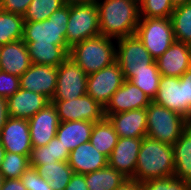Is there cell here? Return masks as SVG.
I'll list each match as a JSON object with an SVG mask.
<instances>
[{
	"instance_id": "cb8c5ba5",
	"label": "cell",
	"mask_w": 191,
	"mask_h": 190,
	"mask_svg": "<svg viewBox=\"0 0 191 190\" xmlns=\"http://www.w3.org/2000/svg\"><path fill=\"white\" fill-rule=\"evenodd\" d=\"M174 176L191 185V126L188 125L180 138L172 145Z\"/></svg>"
},
{
	"instance_id": "52a82bcc",
	"label": "cell",
	"mask_w": 191,
	"mask_h": 190,
	"mask_svg": "<svg viewBox=\"0 0 191 190\" xmlns=\"http://www.w3.org/2000/svg\"><path fill=\"white\" fill-rule=\"evenodd\" d=\"M135 34L155 60L175 41L170 18H140Z\"/></svg>"
},
{
	"instance_id": "603a6c76",
	"label": "cell",
	"mask_w": 191,
	"mask_h": 190,
	"mask_svg": "<svg viewBox=\"0 0 191 190\" xmlns=\"http://www.w3.org/2000/svg\"><path fill=\"white\" fill-rule=\"evenodd\" d=\"M93 125V122L83 120L60 122L56 137L71 152L82 143L90 140Z\"/></svg>"
},
{
	"instance_id": "2e32d148",
	"label": "cell",
	"mask_w": 191,
	"mask_h": 190,
	"mask_svg": "<svg viewBox=\"0 0 191 190\" xmlns=\"http://www.w3.org/2000/svg\"><path fill=\"white\" fill-rule=\"evenodd\" d=\"M143 138L119 137L108 157V166L116 169L128 179H132Z\"/></svg>"
},
{
	"instance_id": "ba28073f",
	"label": "cell",
	"mask_w": 191,
	"mask_h": 190,
	"mask_svg": "<svg viewBox=\"0 0 191 190\" xmlns=\"http://www.w3.org/2000/svg\"><path fill=\"white\" fill-rule=\"evenodd\" d=\"M116 62L121 67L126 80L135 76V72L150 70L155 62L136 34L116 39Z\"/></svg>"
},
{
	"instance_id": "8fae6325",
	"label": "cell",
	"mask_w": 191,
	"mask_h": 190,
	"mask_svg": "<svg viewBox=\"0 0 191 190\" xmlns=\"http://www.w3.org/2000/svg\"><path fill=\"white\" fill-rule=\"evenodd\" d=\"M52 102L60 122L83 120L95 123L105 118L104 107L87 94L69 101Z\"/></svg>"
},
{
	"instance_id": "e575fe53",
	"label": "cell",
	"mask_w": 191,
	"mask_h": 190,
	"mask_svg": "<svg viewBox=\"0 0 191 190\" xmlns=\"http://www.w3.org/2000/svg\"><path fill=\"white\" fill-rule=\"evenodd\" d=\"M174 8L171 0H142L139 14L140 18H170Z\"/></svg>"
},
{
	"instance_id": "83f0119b",
	"label": "cell",
	"mask_w": 191,
	"mask_h": 190,
	"mask_svg": "<svg viewBox=\"0 0 191 190\" xmlns=\"http://www.w3.org/2000/svg\"><path fill=\"white\" fill-rule=\"evenodd\" d=\"M118 135L108 118L95 122L89 142L102 154L110 156L118 141Z\"/></svg>"
},
{
	"instance_id": "9c48e42d",
	"label": "cell",
	"mask_w": 191,
	"mask_h": 190,
	"mask_svg": "<svg viewBox=\"0 0 191 190\" xmlns=\"http://www.w3.org/2000/svg\"><path fill=\"white\" fill-rule=\"evenodd\" d=\"M87 76L79 65L68 56L57 67V86L51 101H69L86 95Z\"/></svg>"
},
{
	"instance_id": "ac0fdd59",
	"label": "cell",
	"mask_w": 191,
	"mask_h": 190,
	"mask_svg": "<svg viewBox=\"0 0 191 190\" xmlns=\"http://www.w3.org/2000/svg\"><path fill=\"white\" fill-rule=\"evenodd\" d=\"M155 61L161 75L181 77L191 67V45L174 41Z\"/></svg>"
},
{
	"instance_id": "74e56055",
	"label": "cell",
	"mask_w": 191,
	"mask_h": 190,
	"mask_svg": "<svg viewBox=\"0 0 191 190\" xmlns=\"http://www.w3.org/2000/svg\"><path fill=\"white\" fill-rule=\"evenodd\" d=\"M20 89V77L0 70V97L9 98Z\"/></svg>"
},
{
	"instance_id": "6da1fadb",
	"label": "cell",
	"mask_w": 191,
	"mask_h": 190,
	"mask_svg": "<svg viewBox=\"0 0 191 190\" xmlns=\"http://www.w3.org/2000/svg\"><path fill=\"white\" fill-rule=\"evenodd\" d=\"M100 35L118 39L136 33L139 4L133 0H97Z\"/></svg>"
},
{
	"instance_id": "f907efd6",
	"label": "cell",
	"mask_w": 191,
	"mask_h": 190,
	"mask_svg": "<svg viewBox=\"0 0 191 190\" xmlns=\"http://www.w3.org/2000/svg\"><path fill=\"white\" fill-rule=\"evenodd\" d=\"M188 123H189V125L191 126V118H189Z\"/></svg>"
},
{
	"instance_id": "d4e9b609",
	"label": "cell",
	"mask_w": 191,
	"mask_h": 190,
	"mask_svg": "<svg viewBox=\"0 0 191 190\" xmlns=\"http://www.w3.org/2000/svg\"><path fill=\"white\" fill-rule=\"evenodd\" d=\"M27 45L31 63L58 67L68 56V45L36 44L24 42Z\"/></svg>"
},
{
	"instance_id": "836d02e7",
	"label": "cell",
	"mask_w": 191,
	"mask_h": 190,
	"mask_svg": "<svg viewBox=\"0 0 191 190\" xmlns=\"http://www.w3.org/2000/svg\"><path fill=\"white\" fill-rule=\"evenodd\" d=\"M30 155H20L16 153L5 152L2 161L0 173L4 179H18L30 166Z\"/></svg>"
},
{
	"instance_id": "ee69618b",
	"label": "cell",
	"mask_w": 191,
	"mask_h": 190,
	"mask_svg": "<svg viewBox=\"0 0 191 190\" xmlns=\"http://www.w3.org/2000/svg\"><path fill=\"white\" fill-rule=\"evenodd\" d=\"M116 190H141L140 183L129 179L122 186L118 187Z\"/></svg>"
},
{
	"instance_id": "44dd1931",
	"label": "cell",
	"mask_w": 191,
	"mask_h": 190,
	"mask_svg": "<svg viewBox=\"0 0 191 190\" xmlns=\"http://www.w3.org/2000/svg\"><path fill=\"white\" fill-rule=\"evenodd\" d=\"M31 64L27 45L22 39L1 45L0 70L20 77Z\"/></svg>"
},
{
	"instance_id": "5b68a950",
	"label": "cell",
	"mask_w": 191,
	"mask_h": 190,
	"mask_svg": "<svg viewBox=\"0 0 191 190\" xmlns=\"http://www.w3.org/2000/svg\"><path fill=\"white\" fill-rule=\"evenodd\" d=\"M70 5L65 4L42 22H24L23 41L36 44L67 45L66 32Z\"/></svg>"
},
{
	"instance_id": "5bb4252c",
	"label": "cell",
	"mask_w": 191,
	"mask_h": 190,
	"mask_svg": "<svg viewBox=\"0 0 191 190\" xmlns=\"http://www.w3.org/2000/svg\"><path fill=\"white\" fill-rule=\"evenodd\" d=\"M28 122L33 147L47 145L56 137V132L60 125V119L52 101L32 116Z\"/></svg>"
},
{
	"instance_id": "d6a6232c",
	"label": "cell",
	"mask_w": 191,
	"mask_h": 190,
	"mask_svg": "<svg viewBox=\"0 0 191 190\" xmlns=\"http://www.w3.org/2000/svg\"><path fill=\"white\" fill-rule=\"evenodd\" d=\"M64 5L63 0H32L26 13L23 15L24 22H42L49 19L54 11Z\"/></svg>"
},
{
	"instance_id": "277c9868",
	"label": "cell",
	"mask_w": 191,
	"mask_h": 190,
	"mask_svg": "<svg viewBox=\"0 0 191 190\" xmlns=\"http://www.w3.org/2000/svg\"><path fill=\"white\" fill-rule=\"evenodd\" d=\"M146 136L169 145H173L189 125L188 120L180 114L151 101L146 107Z\"/></svg>"
},
{
	"instance_id": "d6986e66",
	"label": "cell",
	"mask_w": 191,
	"mask_h": 190,
	"mask_svg": "<svg viewBox=\"0 0 191 190\" xmlns=\"http://www.w3.org/2000/svg\"><path fill=\"white\" fill-rule=\"evenodd\" d=\"M6 101L9 117L27 120L50 102L44 95L21 88L13 96L7 98Z\"/></svg>"
},
{
	"instance_id": "f1b7e54d",
	"label": "cell",
	"mask_w": 191,
	"mask_h": 190,
	"mask_svg": "<svg viewBox=\"0 0 191 190\" xmlns=\"http://www.w3.org/2000/svg\"><path fill=\"white\" fill-rule=\"evenodd\" d=\"M35 169L41 177L48 181L52 190H65L74 174L68 162L61 161L38 165Z\"/></svg>"
},
{
	"instance_id": "f35d334b",
	"label": "cell",
	"mask_w": 191,
	"mask_h": 190,
	"mask_svg": "<svg viewBox=\"0 0 191 190\" xmlns=\"http://www.w3.org/2000/svg\"><path fill=\"white\" fill-rule=\"evenodd\" d=\"M32 0H3L1 9L6 12L24 15Z\"/></svg>"
},
{
	"instance_id": "7c38bea8",
	"label": "cell",
	"mask_w": 191,
	"mask_h": 190,
	"mask_svg": "<svg viewBox=\"0 0 191 190\" xmlns=\"http://www.w3.org/2000/svg\"><path fill=\"white\" fill-rule=\"evenodd\" d=\"M0 144L6 152L30 155L33 146L28 120L8 117L0 132Z\"/></svg>"
},
{
	"instance_id": "7a4b0ae2",
	"label": "cell",
	"mask_w": 191,
	"mask_h": 190,
	"mask_svg": "<svg viewBox=\"0 0 191 190\" xmlns=\"http://www.w3.org/2000/svg\"><path fill=\"white\" fill-rule=\"evenodd\" d=\"M174 175L172 145L144 137L133 178L138 183Z\"/></svg>"
},
{
	"instance_id": "7dc6e473",
	"label": "cell",
	"mask_w": 191,
	"mask_h": 190,
	"mask_svg": "<svg viewBox=\"0 0 191 190\" xmlns=\"http://www.w3.org/2000/svg\"><path fill=\"white\" fill-rule=\"evenodd\" d=\"M5 152L6 151H5L4 147L0 144V169H1L2 161L5 156Z\"/></svg>"
},
{
	"instance_id": "484cf974",
	"label": "cell",
	"mask_w": 191,
	"mask_h": 190,
	"mask_svg": "<svg viewBox=\"0 0 191 190\" xmlns=\"http://www.w3.org/2000/svg\"><path fill=\"white\" fill-rule=\"evenodd\" d=\"M69 151L54 137L47 145L33 147L29 156V164L36 168L38 165L56 163L58 161L68 162Z\"/></svg>"
},
{
	"instance_id": "30bf717a",
	"label": "cell",
	"mask_w": 191,
	"mask_h": 190,
	"mask_svg": "<svg viewBox=\"0 0 191 190\" xmlns=\"http://www.w3.org/2000/svg\"><path fill=\"white\" fill-rule=\"evenodd\" d=\"M125 77L117 62L87 76V95L102 107H106L111 96L124 83Z\"/></svg>"
},
{
	"instance_id": "4316f807",
	"label": "cell",
	"mask_w": 191,
	"mask_h": 190,
	"mask_svg": "<svg viewBox=\"0 0 191 190\" xmlns=\"http://www.w3.org/2000/svg\"><path fill=\"white\" fill-rule=\"evenodd\" d=\"M84 175L88 190H116L129 180L122 173L108 165Z\"/></svg>"
},
{
	"instance_id": "7402d4cb",
	"label": "cell",
	"mask_w": 191,
	"mask_h": 190,
	"mask_svg": "<svg viewBox=\"0 0 191 190\" xmlns=\"http://www.w3.org/2000/svg\"><path fill=\"white\" fill-rule=\"evenodd\" d=\"M68 164L74 173L87 174L108 165V157L100 153L89 141L69 153Z\"/></svg>"
},
{
	"instance_id": "e0dca14e",
	"label": "cell",
	"mask_w": 191,
	"mask_h": 190,
	"mask_svg": "<svg viewBox=\"0 0 191 190\" xmlns=\"http://www.w3.org/2000/svg\"><path fill=\"white\" fill-rule=\"evenodd\" d=\"M153 101L187 119L185 83H182L179 77L162 75Z\"/></svg>"
},
{
	"instance_id": "3957f363",
	"label": "cell",
	"mask_w": 191,
	"mask_h": 190,
	"mask_svg": "<svg viewBox=\"0 0 191 190\" xmlns=\"http://www.w3.org/2000/svg\"><path fill=\"white\" fill-rule=\"evenodd\" d=\"M115 42L116 39L103 35L88 38L73 45L69 57L90 75L116 62Z\"/></svg>"
},
{
	"instance_id": "c3c4849f",
	"label": "cell",
	"mask_w": 191,
	"mask_h": 190,
	"mask_svg": "<svg viewBox=\"0 0 191 190\" xmlns=\"http://www.w3.org/2000/svg\"><path fill=\"white\" fill-rule=\"evenodd\" d=\"M4 176L0 173V190L2 188L3 182H4Z\"/></svg>"
},
{
	"instance_id": "7bdbcfd3",
	"label": "cell",
	"mask_w": 191,
	"mask_h": 190,
	"mask_svg": "<svg viewBox=\"0 0 191 190\" xmlns=\"http://www.w3.org/2000/svg\"><path fill=\"white\" fill-rule=\"evenodd\" d=\"M8 117L7 101L5 98L0 97V132Z\"/></svg>"
},
{
	"instance_id": "681fc988",
	"label": "cell",
	"mask_w": 191,
	"mask_h": 190,
	"mask_svg": "<svg viewBox=\"0 0 191 190\" xmlns=\"http://www.w3.org/2000/svg\"><path fill=\"white\" fill-rule=\"evenodd\" d=\"M135 2H137L138 4L142 1V0H133Z\"/></svg>"
},
{
	"instance_id": "8992f818",
	"label": "cell",
	"mask_w": 191,
	"mask_h": 190,
	"mask_svg": "<svg viewBox=\"0 0 191 190\" xmlns=\"http://www.w3.org/2000/svg\"><path fill=\"white\" fill-rule=\"evenodd\" d=\"M100 35L99 16L96 3L70 5L66 42L71 48L76 43Z\"/></svg>"
},
{
	"instance_id": "ffe728a7",
	"label": "cell",
	"mask_w": 191,
	"mask_h": 190,
	"mask_svg": "<svg viewBox=\"0 0 191 190\" xmlns=\"http://www.w3.org/2000/svg\"><path fill=\"white\" fill-rule=\"evenodd\" d=\"M146 108L134 109L118 114H111L107 118L114 126L118 137L144 138L147 134Z\"/></svg>"
},
{
	"instance_id": "9a60e30c",
	"label": "cell",
	"mask_w": 191,
	"mask_h": 190,
	"mask_svg": "<svg viewBox=\"0 0 191 190\" xmlns=\"http://www.w3.org/2000/svg\"><path fill=\"white\" fill-rule=\"evenodd\" d=\"M151 101L141 89L125 79L104 108L105 117L107 118L111 114L146 108Z\"/></svg>"
},
{
	"instance_id": "bcb514c9",
	"label": "cell",
	"mask_w": 191,
	"mask_h": 190,
	"mask_svg": "<svg viewBox=\"0 0 191 190\" xmlns=\"http://www.w3.org/2000/svg\"><path fill=\"white\" fill-rule=\"evenodd\" d=\"M174 7L184 5L186 3H191V0H171Z\"/></svg>"
},
{
	"instance_id": "b9f144b4",
	"label": "cell",
	"mask_w": 191,
	"mask_h": 190,
	"mask_svg": "<svg viewBox=\"0 0 191 190\" xmlns=\"http://www.w3.org/2000/svg\"><path fill=\"white\" fill-rule=\"evenodd\" d=\"M1 190H27L20 178L18 179H5Z\"/></svg>"
},
{
	"instance_id": "8d00e7d4",
	"label": "cell",
	"mask_w": 191,
	"mask_h": 190,
	"mask_svg": "<svg viewBox=\"0 0 191 190\" xmlns=\"http://www.w3.org/2000/svg\"><path fill=\"white\" fill-rule=\"evenodd\" d=\"M20 180L27 190H52L48 181L31 166L21 175Z\"/></svg>"
},
{
	"instance_id": "4fadbf2b",
	"label": "cell",
	"mask_w": 191,
	"mask_h": 190,
	"mask_svg": "<svg viewBox=\"0 0 191 190\" xmlns=\"http://www.w3.org/2000/svg\"><path fill=\"white\" fill-rule=\"evenodd\" d=\"M57 86V67L31 64L20 76V88L38 93L52 100Z\"/></svg>"
},
{
	"instance_id": "f6af8a7d",
	"label": "cell",
	"mask_w": 191,
	"mask_h": 190,
	"mask_svg": "<svg viewBox=\"0 0 191 190\" xmlns=\"http://www.w3.org/2000/svg\"><path fill=\"white\" fill-rule=\"evenodd\" d=\"M63 1H64V4H67V5L97 2V0H63Z\"/></svg>"
},
{
	"instance_id": "ab89813d",
	"label": "cell",
	"mask_w": 191,
	"mask_h": 190,
	"mask_svg": "<svg viewBox=\"0 0 191 190\" xmlns=\"http://www.w3.org/2000/svg\"><path fill=\"white\" fill-rule=\"evenodd\" d=\"M182 83H185V93L187 101V120L191 115V67L184 72V74L179 77Z\"/></svg>"
},
{
	"instance_id": "60d3db41",
	"label": "cell",
	"mask_w": 191,
	"mask_h": 190,
	"mask_svg": "<svg viewBox=\"0 0 191 190\" xmlns=\"http://www.w3.org/2000/svg\"><path fill=\"white\" fill-rule=\"evenodd\" d=\"M65 190H88L85 175L74 173Z\"/></svg>"
},
{
	"instance_id": "f546056e",
	"label": "cell",
	"mask_w": 191,
	"mask_h": 190,
	"mask_svg": "<svg viewBox=\"0 0 191 190\" xmlns=\"http://www.w3.org/2000/svg\"><path fill=\"white\" fill-rule=\"evenodd\" d=\"M22 15L0 9V45L23 39Z\"/></svg>"
},
{
	"instance_id": "1f68e13d",
	"label": "cell",
	"mask_w": 191,
	"mask_h": 190,
	"mask_svg": "<svg viewBox=\"0 0 191 190\" xmlns=\"http://www.w3.org/2000/svg\"><path fill=\"white\" fill-rule=\"evenodd\" d=\"M161 76L155 61L150 65V70L135 72V76L129 81L141 89L153 101L159 89Z\"/></svg>"
},
{
	"instance_id": "d590c367",
	"label": "cell",
	"mask_w": 191,
	"mask_h": 190,
	"mask_svg": "<svg viewBox=\"0 0 191 190\" xmlns=\"http://www.w3.org/2000/svg\"><path fill=\"white\" fill-rule=\"evenodd\" d=\"M141 190H191V185L173 176L159 177L140 183Z\"/></svg>"
},
{
	"instance_id": "4dcf8cb0",
	"label": "cell",
	"mask_w": 191,
	"mask_h": 190,
	"mask_svg": "<svg viewBox=\"0 0 191 190\" xmlns=\"http://www.w3.org/2000/svg\"><path fill=\"white\" fill-rule=\"evenodd\" d=\"M170 19L175 41L191 45V3L175 7Z\"/></svg>"
}]
</instances>
